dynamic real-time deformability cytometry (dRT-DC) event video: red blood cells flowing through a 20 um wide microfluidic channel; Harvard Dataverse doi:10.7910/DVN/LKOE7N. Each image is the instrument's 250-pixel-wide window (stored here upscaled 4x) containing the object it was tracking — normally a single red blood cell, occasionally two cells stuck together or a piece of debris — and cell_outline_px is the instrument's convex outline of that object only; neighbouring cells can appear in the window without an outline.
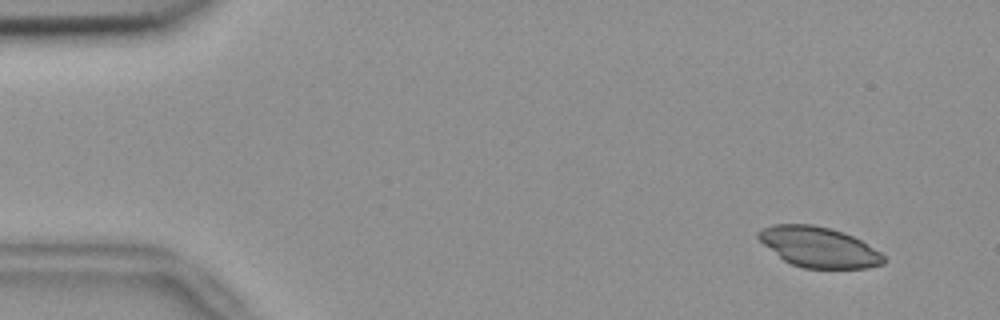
{"species": "common noctule bat (a hibernating species)", "species_latin": "Nyctalus noctula", "temperature_condition": "room temperature", "stored_images_in_passage": 54, "camera_frame_rate_fps": 3000, "um_per_image_px": 0.085, "animal": {"sex": "female", "body_mass_g": 18.4}, "frame": {"image": 1, "passage_image": 4, "time_ms": 1.0, "image_size_px": [1000, 320], "cell_outline_px": [[888, 260], [884, 264], [868, 268], [804, 268], [792, 264], [784, 260], [764, 244], [756, 236], [756, 232], [760, 228], [772, 224], [812, 224], [832, 228], [844, 232], [860, 240], [880, 252]], "centroid_in_image_um": [69.6, 20.99], "position_along_channel_um": 15.4, "area_um2": 29.54}}